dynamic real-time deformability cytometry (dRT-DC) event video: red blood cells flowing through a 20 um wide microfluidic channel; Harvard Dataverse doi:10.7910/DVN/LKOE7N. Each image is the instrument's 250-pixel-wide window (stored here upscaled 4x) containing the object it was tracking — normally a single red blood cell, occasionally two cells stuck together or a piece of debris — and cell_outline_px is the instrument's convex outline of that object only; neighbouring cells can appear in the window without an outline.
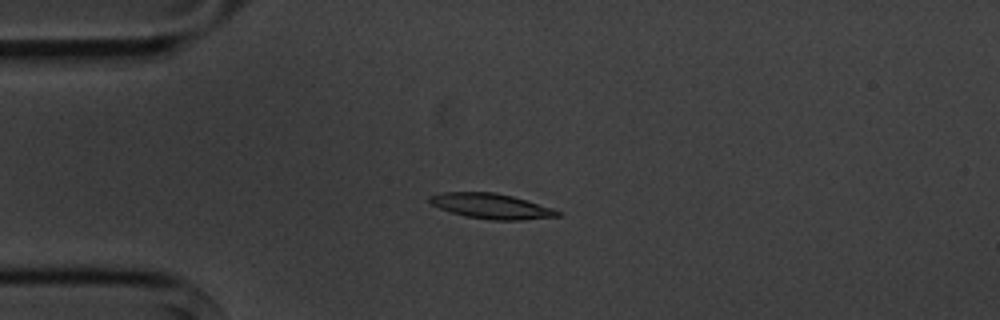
{"species": "common noctule bat (a hibernating species)", "species_latin": "Nyctalus noctula", "temperature_condition": "cold", "stored_images_in_passage": 5, "camera_frame_rate_fps": 3000, "um_per_image_px": 0.085, "animal": {"sex": "male", "body_mass_g": 20.1, "forearm_length_mm": 53.5}, "frame": {"image": 1, "passage_image": 4, "time_ms": 3.333, "image_size_px": [1000, 320], "cell_outline_px": [[564, 212], [560, 216], [520, 220], [492, 220], [464, 216], [440, 208], [432, 204], [428, 200], [428, 196], [444, 192], [496, 192], [512, 196], [552, 208]], "centroid_in_image_um": [41.77, 17.52], "position_along_channel_um": 43.2, "area_um2": 18.73}}